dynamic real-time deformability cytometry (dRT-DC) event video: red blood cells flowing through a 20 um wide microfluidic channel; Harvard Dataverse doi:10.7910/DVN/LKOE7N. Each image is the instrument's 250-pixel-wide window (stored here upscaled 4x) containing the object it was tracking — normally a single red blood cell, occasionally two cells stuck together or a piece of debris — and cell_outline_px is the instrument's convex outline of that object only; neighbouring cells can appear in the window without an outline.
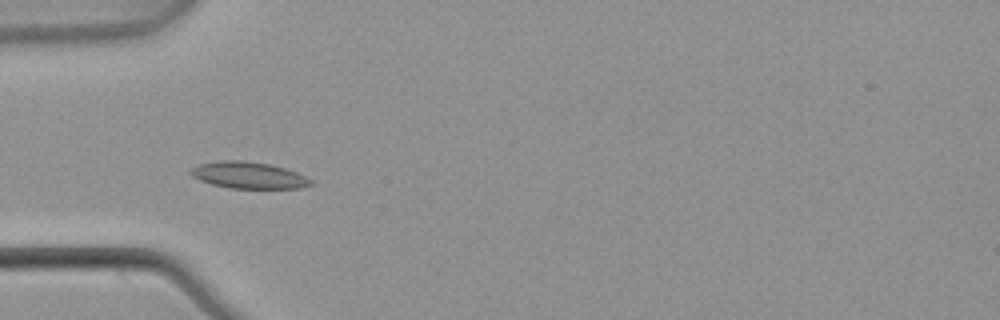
{"species": "common noctule bat (a hibernating species)", "species_latin": "Nyctalus noctula", "temperature_condition": "warm", "stored_images_in_passage": 6, "camera_frame_rate_fps": 3000, "um_per_image_px": 0.085, "animal": {"sex": "male", "body_mass_g": 21.5, "forearm_length_mm": 52.0}, "frame": {"image": 1, "passage_image": 5, "time_ms": 1.333, "image_size_px": [1000, 320], "cell_outline_px": [[316, 184], [300, 188], [228, 188], [212, 184], [200, 180], [192, 176], [188, 172], [192, 168], [200, 164], [220, 160], [240, 160], [268, 164], [284, 168], [296, 172], [312, 180]], "centroid_in_image_um": [21.13, 14.9], "position_along_channel_um": 63.9, "area_um2": 18.55}}
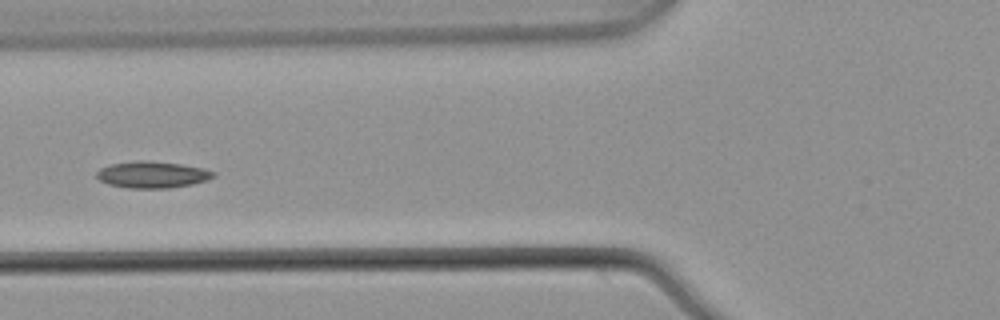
{"frame": {"image": 2, "passage_image": 6, "time_ms": 1.667, "image_size_px": [1000, 320], "cell_outline_px": [[216, 176], [192, 184], [168, 188], [128, 188], [108, 184], [100, 180], [96, 176], [96, 172], [100, 168], [112, 164], [136, 160], [148, 160], [180, 164], [204, 168], [216, 172]], "centroid_in_image_um": [12.94, 14.84], "position_along_channel_um": 112.9, "area_um2": 18.09}}